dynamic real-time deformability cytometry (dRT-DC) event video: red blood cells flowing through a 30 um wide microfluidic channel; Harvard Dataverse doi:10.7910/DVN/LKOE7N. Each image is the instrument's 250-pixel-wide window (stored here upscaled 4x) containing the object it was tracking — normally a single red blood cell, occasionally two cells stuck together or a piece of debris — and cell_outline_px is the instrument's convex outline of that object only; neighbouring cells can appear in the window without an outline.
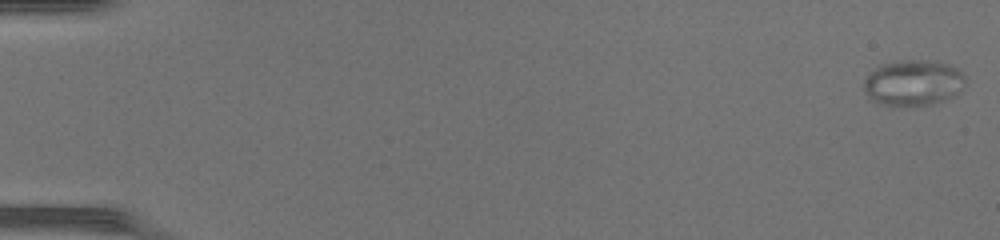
{"species": "common noctule bat (a hibernating species)", "species_latin": "Nyctalus noctula", "temperature_condition": "warm", "stored_images_in_passage": 49, "camera_frame_rate_fps": 3000, "um_per_image_px": 0.085, "animal": {"sex": "female", "body_mass_g": 17.0, "forearm_length_mm": 48.0}, "frame": {"image": 1, "passage_image": 1, "time_ms": 0.0, "image_size_px": [1000, 240], "cell_outline_px": [[964, 84], [960, 92], [944, 100], [932, 104], [892, 108], [880, 104], [872, 100], [864, 92], [864, 80], [880, 64], [900, 60], [936, 60], [948, 64], [956, 68], [964, 76]], "centroid_in_image_um": [77.6, 7.06], "position_along_channel_um": 7.4, "area_um2": 27.51}}
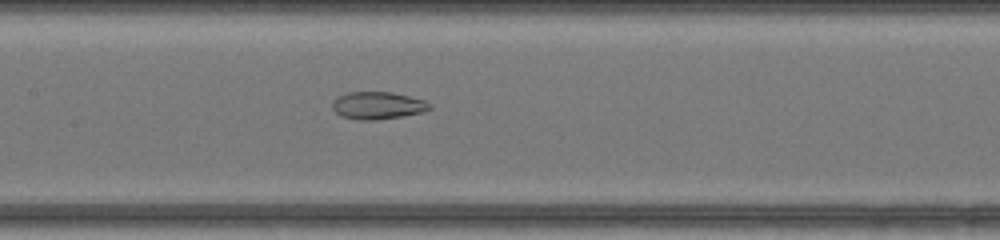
{"frame": {"image": 2, "passage_image": 25, "time_ms": 8.0, "image_size_px": [1000, 240], "cell_outline_px": [[432, 108], [424, 112], [376, 120], [356, 120], [340, 116], [332, 108], [332, 100], [336, 96], [348, 92], [392, 92], [424, 100], [432, 104]], "centroid_in_image_um": [32.08, 8.96], "position_along_channel_um": 175.3, "area_um2": 15.72}}
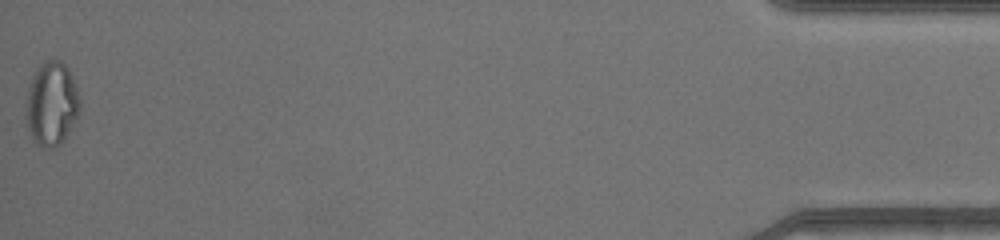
{"frame": {"image": 3, "passage_image": 49, "time_ms": 16.0, "image_size_px": [1000, 240], "cell_outline_px": [[80, 108], [64, 140], [60, 144], [52, 148], [44, 148], [32, 136], [28, 128], [28, 88], [32, 76], [36, 68], [44, 60], [60, 60], [68, 68], [76, 88], [80, 100]], "centroid_in_image_um": [4.4, 8.78], "position_along_channel_um": 430.8, "area_um2": 25.55}, "authors_computed_cell_mechanics": {"area_um2": 21.386, "velocity_mm_per_s": 4.3598, "shape_relaxation_time_tau1_ms": null, "shape_relaxation_time_tau2_ms": 1.1369, "deformation_change_tau1": null, "deformation_change_tau2": 0.0741}}